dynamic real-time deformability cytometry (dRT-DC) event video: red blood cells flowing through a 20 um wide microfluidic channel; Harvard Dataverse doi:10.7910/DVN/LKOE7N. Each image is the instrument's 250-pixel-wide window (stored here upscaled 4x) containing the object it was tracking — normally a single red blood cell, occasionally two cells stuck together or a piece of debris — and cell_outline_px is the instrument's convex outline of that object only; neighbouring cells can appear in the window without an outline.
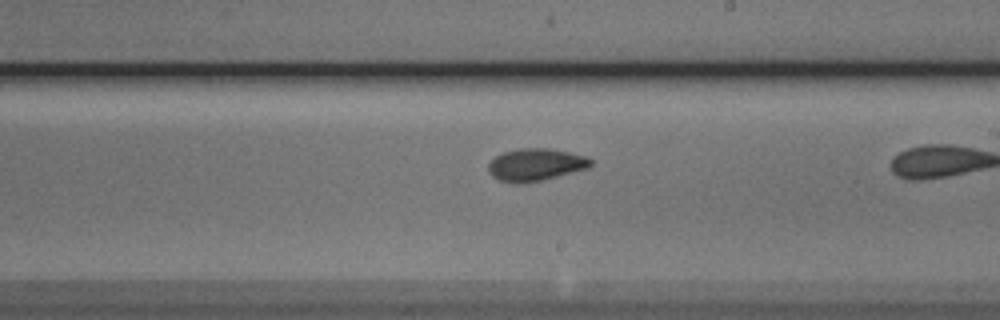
{"species": "Egyptian fruit bat (a non-hibernating species)", "species_latin": "Rousettus aegyptiacus", "temperature_condition": "cold", "stored_images_in_passage": 19, "camera_frame_rate_fps": 3000, "um_per_image_px": 0.085, "animal": {"sex": "male"}, "frame": {"image": 1, "passage_image": 9, "time_ms": 2.667, "image_size_px": [1000, 320], "cell_outline_px": [[592, 164], [588, 168], [544, 180], [520, 184], [516, 184], [500, 180], [492, 176], [488, 172], [488, 164], [496, 156], [504, 152], [520, 148], [548, 148], [588, 156], [592, 160]], "centroid_in_image_um": [45.54, 14.01], "position_along_channel_um": 243.5, "area_um2": 19.42}}